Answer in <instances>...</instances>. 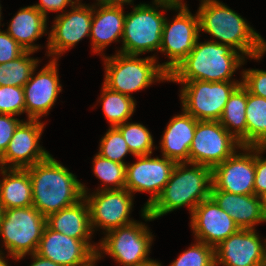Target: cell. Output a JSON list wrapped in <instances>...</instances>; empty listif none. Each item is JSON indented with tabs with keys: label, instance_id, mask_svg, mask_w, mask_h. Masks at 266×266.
Instances as JSON below:
<instances>
[{
	"label": "cell",
	"instance_id": "26",
	"mask_svg": "<svg viewBox=\"0 0 266 266\" xmlns=\"http://www.w3.org/2000/svg\"><path fill=\"white\" fill-rule=\"evenodd\" d=\"M0 169L5 176L0 181V201L4 209L32 206V185L28 171L19 168Z\"/></svg>",
	"mask_w": 266,
	"mask_h": 266
},
{
	"label": "cell",
	"instance_id": "7",
	"mask_svg": "<svg viewBox=\"0 0 266 266\" xmlns=\"http://www.w3.org/2000/svg\"><path fill=\"white\" fill-rule=\"evenodd\" d=\"M45 226L46 217L33 205L5 209L0 234L10 256L19 260L37 252Z\"/></svg>",
	"mask_w": 266,
	"mask_h": 266
},
{
	"label": "cell",
	"instance_id": "20",
	"mask_svg": "<svg viewBox=\"0 0 266 266\" xmlns=\"http://www.w3.org/2000/svg\"><path fill=\"white\" fill-rule=\"evenodd\" d=\"M56 58L42 68L35 77H32L34 69L30 80L23 87L28 119L39 120L41 116L48 114L61 92Z\"/></svg>",
	"mask_w": 266,
	"mask_h": 266
},
{
	"label": "cell",
	"instance_id": "46",
	"mask_svg": "<svg viewBox=\"0 0 266 266\" xmlns=\"http://www.w3.org/2000/svg\"><path fill=\"white\" fill-rule=\"evenodd\" d=\"M2 251H0V266H8L7 265V262L4 260V258L2 257V254L1 253Z\"/></svg>",
	"mask_w": 266,
	"mask_h": 266
},
{
	"label": "cell",
	"instance_id": "27",
	"mask_svg": "<svg viewBox=\"0 0 266 266\" xmlns=\"http://www.w3.org/2000/svg\"><path fill=\"white\" fill-rule=\"evenodd\" d=\"M247 89L240 84L230 95L221 118L220 124L239 141L241 147H247L246 122ZM235 128L233 131L230 128Z\"/></svg>",
	"mask_w": 266,
	"mask_h": 266
},
{
	"label": "cell",
	"instance_id": "39",
	"mask_svg": "<svg viewBox=\"0 0 266 266\" xmlns=\"http://www.w3.org/2000/svg\"><path fill=\"white\" fill-rule=\"evenodd\" d=\"M266 148L255 147V181L254 190L255 195L260 196L266 192V158L262 159L259 155L264 152Z\"/></svg>",
	"mask_w": 266,
	"mask_h": 266
},
{
	"label": "cell",
	"instance_id": "6",
	"mask_svg": "<svg viewBox=\"0 0 266 266\" xmlns=\"http://www.w3.org/2000/svg\"><path fill=\"white\" fill-rule=\"evenodd\" d=\"M154 2L157 7L165 10L179 9L171 24L165 20L159 50L168 54L170 61L159 65L169 75L187 57L199 39V18L198 14L193 16L187 5L183 3L177 4L171 0H154Z\"/></svg>",
	"mask_w": 266,
	"mask_h": 266
},
{
	"label": "cell",
	"instance_id": "47",
	"mask_svg": "<svg viewBox=\"0 0 266 266\" xmlns=\"http://www.w3.org/2000/svg\"><path fill=\"white\" fill-rule=\"evenodd\" d=\"M181 1L182 0H174V2L177 3V4L182 3Z\"/></svg>",
	"mask_w": 266,
	"mask_h": 266
},
{
	"label": "cell",
	"instance_id": "9",
	"mask_svg": "<svg viewBox=\"0 0 266 266\" xmlns=\"http://www.w3.org/2000/svg\"><path fill=\"white\" fill-rule=\"evenodd\" d=\"M166 18L153 6L139 4L126 14L122 35L123 45L118 53L140 55L160 50L161 37Z\"/></svg>",
	"mask_w": 266,
	"mask_h": 266
},
{
	"label": "cell",
	"instance_id": "31",
	"mask_svg": "<svg viewBox=\"0 0 266 266\" xmlns=\"http://www.w3.org/2000/svg\"><path fill=\"white\" fill-rule=\"evenodd\" d=\"M134 156L152 154L153 138L149 130L140 123H123L116 126Z\"/></svg>",
	"mask_w": 266,
	"mask_h": 266
},
{
	"label": "cell",
	"instance_id": "5",
	"mask_svg": "<svg viewBox=\"0 0 266 266\" xmlns=\"http://www.w3.org/2000/svg\"><path fill=\"white\" fill-rule=\"evenodd\" d=\"M137 57L118 52L106 57L103 84L113 91L131 96L130 92L143 90L155 81L169 80V75L159 64H155L154 56L145 59Z\"/></svg>",
	"mask_w": 266,
	"mask_h": 266
},
{
	"label": "cell",
	"instance_id": "37",
	"mask_svg": "<svg viewBox=\"0 0 266 266\" xmlns=\"http://www.w3.org/2000/svg\"><path fill=\"white\" fill-rule=\"evenodd\" d=\"M25 51L7 32L0 30V64L17 59Z\"/></svg>",
	"mask_w": 266,
	"mask_h": 266
},
{
	"label": "cell",
	"instance_id": "14",
	"mask_svg": "<svg viewBox=\"0 0 266 266\" xmlns=\"http://www.w3.org/2000/svg\"><path fill=\"white\" fill-rule=\"evenodd\" d=\"M132 194L126 189L97 190L93 195L84 193L89 207L91 228L103 227L106 232L135 222L130 220Z\"/></svg>",
	"mask_w": 266,
	"mask_h": 266
},
{
	"label": "cell",
	"instance_id": "36",
	"mask_svg": "<svg viewBox=\"0 0 266 266\" xmlns=\"http://www.w3.org/2000/svg\"><path fill=\"white\" fill-rule=\"evenodd\" d=\"M243 79L241 84L247 91L255 96L266 99V71L249 69L243 71Z\"/></svg>",
	"mask_w": 266,
	"mask_h": 266
},
{
	"label": "cell",
	"instance_id": "2",
	"mask_svg": "<svg viewBox=\"0 0 266 266\" xmlns=\"http://www.w3.org/2000/svg\"><path fill=\"white\" fill-rule=\"evenodd\" d=\"M176 163L169 181L161 194L147 208H143L145 220H153L187 205L191 213L203 200L210 197L212 168L191 163Z\"/></svg>",
	"mask_w": 266,
	"mask_h": 266
},
{
	"label": "cell",
	"instance_id": "28",
	"mask_svg": "<svg viewBox=\"0 0 266 266\" xmlns=\"http://www.w3.org/2000/svg\"><path fill=\"white\" fill-rule=\"evenodd\" d=\"M247 147L266 148V99L247 91Z\"/></svg>",
	"mask_w": 266,
	"mask_h": 266
},
{
	"label": "cell",
	"instance_id": "29",
	"mask_svg": "<svg viewBox=\"0 0 266 266\" xmlns=\"http://www.w3.org/2000/svg\"><path fill=\"white\" fill-rule=\"evenodd\" d=\"M102 89L100 99L102 100L103 112L111 124L110 127H116L127 122L135 111L136 102L133 97L113 91L104 84Z\"/></svg>",
	"mask_w": 266,
	"mask_h": 266
},
{
	"label": "cell",
	"instance_id": "13",
	"mask_svg": "<svg viewBox=\"0 0 266 266\" xmlns=\"http://www.w3.org/2000/svg\"><path fill=\"white\" fill-rule=\"evenodd\" d=\"M150 155L135 156L138 161L126 164L125 188L130 192H152L145 204L147 208L161 194L170 179L176 165L174 160L162 157L151 158Z\"/></svg>",
	"mask_w": 266,
	"mask_h": 266
},
{
	"label": "cell",
	"instance_id": "22",
	"mask_svg": "<svg viewBox=\"0 0 266 266\" xmlns=\"http://www.w3.org/2000/svg\"><path fill=\"white\" fill-rule=\"evenodd\" d=\"M197 120L183 109V113L174 116L161 141L162 155L176 163H189V150L194 138Z\"/></svg>",
	"mask_w": 266,
	"mask_h": 266
},
{
	"label": "cell",
	"instance_id": "18",
	"mask_svg": "<svg viewBox=\"0 0 266 266\" xmlns=\"http://www.w3.org/2000/svg\"><path fill=\"white\" fill-rule=\"evenodd\" d=\"M68 13L55 18L48 40V56L60 55L75 46L86 36H90L93 6L83 5L77 1Z\"/></svg>",
	"mask_w": 266,
	"mask_h": 266
},
{
	"label": "cell",
	"instance_id": "19",
	"mask_svg": "<svg viewBox=\"0 0 266 266\" xmlns=\"http://www.w3.org/2000/svg\"><path fill=\"white\" fill-rule=\"evenodd\" d=\"M191 227L198 241L215 248L239 227L211 198L201 201L191 213Z\"/></svg>",
	"mask_w": 266,
	"mask_h": 266
},
{
	"label": "cell",
	"instance_id": "17",
	"mask_svg": "<svg viewBox=\"0 0 266 266\" xmlns=\"http://www.w3.org/2000/svg\"><path fill=\"white\" fill-rule=\"evenodd\" d=\"M255 229H239L214 248L215 266H266V241Z\"/></svg>",
	"mask_w": 266,
	"mask_h": 266
},
{
	"label": "cell",
	"instance_id": "24",
	"mask_svg": "<svg viewBox=\"0 0 266 266\" xmlns=\"http://www.w3.org/2000/svg\"><path fill=\"white\" fill-rule=\"evenodd\" d=\"M46 225L53 231L82 241H88L94 231L91 228L88 203L84 197L77 203L50 214L46 217Z\"/></svg>",
	"mask_w": 266,
	"mask_h": 266
},
{
	"label": "cell",
	"instance_id": "1",
	"mask_svg": "<svg viewBox=\"0 0 266 266\" xmlns=\"http://www.w3.org/2000/svg\"><path fill=\"white\" fill-rule=\"evenodd\" d=\"M25 169L31 178L33 206L44 217L77 203L87 193L76 176L51 155Z\"/></svg>",
	"mask_w": 266,
	"mask_h": 266
},
{
	"label": "cell",
	"instance_id": "10",
	"mask_svg": "<svg viewBox=\"0 0 266 266\" xmlns=\"http://www.w3.org/2000/svg\"><path fill=\"white\" fill-rule=\"evenodd\" d=\"M237 146V147H236ZM241 145L219 121H197L189 150V164L214 168L229 158Z\"/></svg>",
	"mask_w": 266,
	"mask_h": 266
},
{
	"label": "cell",
	"instance_id": "35",
	"mask_svg": "<svg viewBox=\"0 0 266 266\" xmlns=\"http://www.w3.org/2000/svg\"><path fill=\"white\" fill-rule=\"evenodd\" d=\"M26 112L24 88L0 86V114L20 115Z\"/></svg>",
	"mask_w": 266,
	"mask_h": 266
},
{
	"label": "cell",
	"instance_id": "44",
	"mask_svg": "<svg viewBox=\"0 0 266 266\" xmlns=\"http://www.w3.org/2000/svg\"><path fill=\"white\" fill-rule=\"evenodd\" d=\"M140 266H161V263L154 261V260H151L150 262H147V263L140 265Z\"/></svg>",
	"mask_w": 266,
	"mask_h": 266
},
{
	"label": "cell",
	"instance_id": "23",
	"mask_svg": "<svg viewBox=\"0 0 266 266\" xmlns=\"http://www.w3.org/2000/svg\"><path fill=\"white\" fill-rule=\"evenodd\" d=\"M98 11L93 9L90 36L93 52L100 53L107 45L114 40L122 38L124 20L126 14L123 11V4H97ZM96 14V15H94Z\"/></svg>",
	"mask_w": 266,
	"mask_h": 266
},
{
	"label": "cell",
	"instance_id": "32",
	"mask_svg": "<svg viewBox=\"0 0 266 266\" xmlns=\"http://www.w3.org/2000/svg\"><path fill=\"white\" fill-rule=\"evenodd\" d=\"M93 162L95 176L102 180L106 187H103V190H119L125 188L126 164L105 159L99 154H96ZM109 184L113 186H108Z\"/></svg>",
	"mask_w": 266,
	"mask_h": 266
},
{
	"label": "cell",
	"instance_id": "11",
	"mask_svg": "<svg viewBox=\"0 0 266 266\" xmlns=\"http://www.w3.org/2000/svg\"><path fill=\"white\" fill-rule=\"evenodd\" d=\"M152 237L145 225L135 221L108 231L99 247L123 266H140L151 261Z\"/></svg>",
	"mask_w": 266,
	"mask_h": 266
},
{
	"label": "cell",
	"instance_id": "15",
	"mask_svg": "<svg viewBox=\"0 0 266 266\" xmlns=\"http://www.w3.org/2000/svg\"><path fill=\"white\" fill-rule=\"evenodd\" d=\"M241 148L249 153L239 155L235 151L224 162L212 169L211 190L241 195L255 194V147L242 146Z\"/></svg>",
	"mask_w": 266,
	"mask_h": 266
},
{
	"label": "cell",
	"instance_id": "4",
	"mask_svg": "<svg viewBox=\"0 0 266 266\" xmlns=\"http://www.w3.org/2000/svg\"><path fill=\"white\" fill-rule=\"evenodd\" d=\"M244 61L229 45L215 41L198 43L197 40L192 51L169 74L168 81H231L230 77Z\"/></svg>",
	"mask_w": 266,
	"mask_h": 266
},
{
	"label": "cell",
	"instance_id": "8",
	"mask_svg": "<svg viewBox=\"0 0 266 266\" xmlns=\"http://www.w3.org/2000/svg\"><path fill=\"white\" fill-rule=\"evenodd\" d=\"M173 82L184 84L180 97L183 109L197 121H219L230 95L241 84L239 81Z\"/></svg>",
	"mask_w": 266,
	"mask_h": 266
},
{
	"label": "cell",
	"instance_id": "21",
	"mask_svg": "<svg viewBox=\"0 0 266 266\" xmlns=\"http://www.w3.org/2000/svg\"><path fill=\"white\" fill-rule=\"evenodd\" d=\"M210 197L226 211L239 229H254L257 223L266 222L260 197L211 190Z\"/></svg>",
	"mask_w": 266,
	"mask_h": 266
},
{
	"label": "cell",
	"instance_id": "42",
	"mask_svg": "<svg viewBox=\"0 0 266 266\" xmlns=\"http://www.w3.org/2000/svg\"><path fill=\"white\" fill-rule=\"evenodd\" d=\"M133 0H98L99 3L104 4H124L131 3Z\"/></svg>",
	"mask_w": 266,
	"mask_h": 266
},
{
	"label": "cell",
	"instance_id": "34",
	"mask_svg": "<svg viewBox=\"0 0 266 266\" xmlns=\"http://www.w3.org/2000/svg\"><path fill=\"white\" fill-rule=\"evenodd\" d=\"M170 266H215L214 248L198 241L181 253Z\"/></svg>",
	"mask_w": 266,
	"mask_h": 266
},
{
	"label": "cell",
	"instance_id": "45",
	"mask_svg": "<svg viewBox=\"0 0 266 266\" xmlns=\"http://www.w3.org/2000/svg\"><path fill=\"white\" fill-rule=\"evenodd\" d=\"M4 206L2 205L1 201H0V223H1V220L4 216Z\"/></svg>",
	"mask_w": 266,
	"mask_h": 266
},
{
	"label": "cell",
	"instance_id": "38",
	"mask_svg": "<svg viewBox=\"0 0 266 266\" xmlns=\"http://www.w3.org/2000/svg\"><path fill=\"white\" fill-rule=\"evenodd\" d=\"M10 114H0V156L7 149L15 129L22 122Z\"/></svg>",
	"mask_w": 266,
	"mask_h": 266
},
{
	"label": "cell",
	"instance_id": "30",
	"mask_svg": "<svg viewBox=\"0 0 266 266\" xmlns=\"http://www.w3.org/2000/svg\"><path fill=\"white\" fill-rule=\"evenodd\" d=\"M32 53L25 51L17 59L0 64V86L24 87L39 63L38 59L28 57Z\"/></svg>",
	"mask_w": 266,
	"mask_h": 266
},
{
	"label": "cell",
	"instance_id": "16",
	"mask_svg": "<svg viewBox=\"0 0 266 266\" xmlns=\"http://www.w3.org/2000/svg\"><path fill=\"white\" fill-rule=\"evenodd\" d=\"M28 121V122H27ZM22 122L15 129L5 152L0 156V168L25 169L46 159L50 154L39 146L44 123L39 120ZM5 165V167H4Z\"/></svg>",
	"mask_w": 266,
	"mask_h": 266
},
{
	"label": "cell",
	"instance_id": "33",
	"mask_svg": "<svg viewBox=\"0 0 266 266\" xmlns=\"http://www.w3.org/2000/svg\"><path fill=\"white\" fill-rule=\"evenodd\" d=\"M128 153L132 154L121 132L116 127H110L101 139L98 154L120 164H126L123 158Z\"/></svg>",
	"mask_w": 266,
	"mask_h": 266
},
{
	"label": "cell",
	"instance_id": "12",
	"mask_svg": "<svg viewBox=\"0 0 266 266\" xmlns=\"http://www.w3.org/2000/svg\"><path fill=\"white\" fill-rule=\"evenodd\" d=\"M44 228L37 254L61 266H93L102 256L99 247Z\"/></svg>",
	"mask_w": 266,
	"mask_h": 266
},
{
	"label": "cell",
	"instance_id": "43",
	"mask_svg": "<svg viewBox=\"0 0 266 266\" xmlns=\"http://www.w3.org/2000/svg\"><path fill=\"white\" fill-rule=\"evenodd\" d=\"M259 197H260V201H261V204H262L263 213H264V215L266 217V192L261 194Z\"/></svg>",
	"mask_w": 266,
	"mask_h": 266
},
{
	"label": "cell",
	"instance_id": "25",
	"mask_svg": "<svg viewBox=\"0 0 266 266\" xmlns=\"http://www.w3.org/2000/svg\"><path fill=\"white\" fill-rule=\"evenodd\" d=\"M47 18L35 7L20 9L9 24L7 33L26 51H37L32 43L46 31Z\"/></svg>",
	"mask_w": 266,
	"mask_h": 266
},
{
	"label": "cell",
	"instance_id": "3",
	"mask_svg": "<svg viewBox=\"0 0 266 266\" xmlns=\"http://www.w3.org/2000/svg\"><path fill=\"white\" fill-rule=\"evenodd\" d=\"M200 31L209 33L238 50L242 55L260 59L266 52V42L235 11L217 0H202L198 10Z\"/></svg>",
	"mask_w": 266,
	"mask_h": 266
},
{
	"label": "cell",
	"instance_id": "40",
	"mask_svg": "<svg viewBox=\"0 0 266 266\" xmlns=\"http://www.w3.org/2000/svg\"><path fill=\"white\" fill-rule=\"evenodd\" d=\"M77 1L78 0H40L39 4L33 6H35L47 18L48 11H63L69 3L72 7Z\"/></svg>",
	"mask_w": 266,
	"mask_h": 266
},
{
	"label": "cell",
	"instance_id": "41",
	"mask_svg": "<svg viewBox=\"0 0 266 266\" xmlns=\"http://www.w3.org/2000/svg\"><path fill=\"white\" fill-rule=\"evenodd\" d=\"M31 255L34 258V261L30 266H61L59 264L54 263L50 259L38 255L36 252Z\"/></svg>",
	"mask_w": 266,
	"mask_h": 266
}]
</instances>
